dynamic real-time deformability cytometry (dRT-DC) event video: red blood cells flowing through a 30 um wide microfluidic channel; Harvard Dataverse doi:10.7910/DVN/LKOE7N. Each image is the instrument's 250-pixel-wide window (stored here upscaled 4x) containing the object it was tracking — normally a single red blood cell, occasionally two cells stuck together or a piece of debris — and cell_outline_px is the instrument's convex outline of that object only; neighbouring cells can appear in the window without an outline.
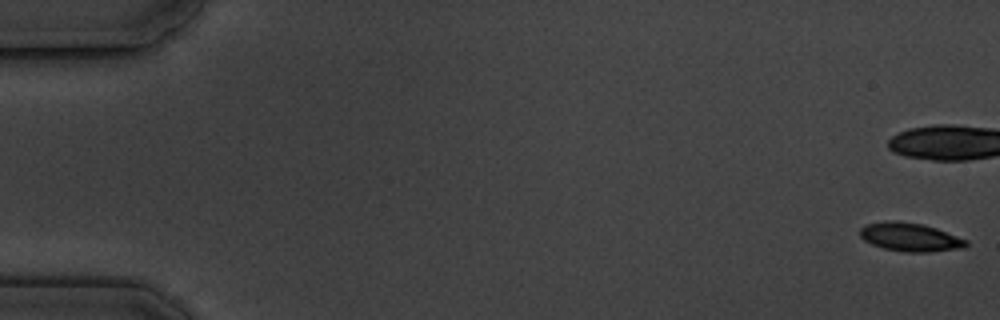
{"species": "common noctule bat (a hibernating species)", "species_latin": "Nyctalus noctula", "temperature_condition": "cold", "stored_images_in_passage": 6, "camera_frame_rate_fps": 3000, "um_per_image_px": 0.085, "animal": {"sex": "male", "body_mass_g": 19.5, "forearm_length_mm": 54.6}, "frame": {"image": 1, "passage_image": 1, "time_ms": 0.0, "image_size_px": [1000, 320], "cell_outline_px": [[968, 244], [964, 248], [928, 252], [904, 252], [884, 248], [872, 244], [864, 240], [860, 236], [860, 228], [864, 224], [884, 220], [896, 220], [924, 224], [936, 228], [968, 240]], "centroid_in_image_um": [77.34, 20.14], "position_along_channel_um": 7.7, "area_um2": 17.86}}